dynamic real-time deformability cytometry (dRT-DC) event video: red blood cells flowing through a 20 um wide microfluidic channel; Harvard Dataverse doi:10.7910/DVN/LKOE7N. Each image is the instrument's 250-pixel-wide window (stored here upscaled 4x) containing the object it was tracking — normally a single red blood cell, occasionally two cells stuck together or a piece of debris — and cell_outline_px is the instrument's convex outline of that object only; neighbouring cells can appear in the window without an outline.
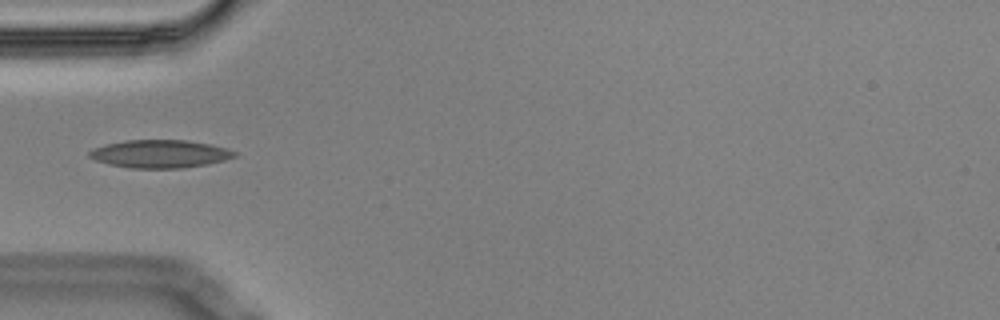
{"species": "Egyptian fruit bat (a non-hibernating species)", "species_latin": "Rousettus aegyptiacus", "temperature_condition": "cold", "stored_images_in_passage": 10, "camera_frame_rate_fps": 3000, "um_per_image_px": 0.085, "animal": {"sex": "male"}, "frame": {"image": 1, "passage_image": 1, "time_ms": 0.0, "image_size_px": [1000, 320], "cell_outline_px": [[236, 156], [224, 160], [208, 164], [184, 168], [132, 168], [108, 164], [96, 160], [88, 156], [88, 152], [92, 148], [104, 144], [124, 140], [188, 140], [208, 144], [224, 148], [236, 152]], "centroid_in_image_um": [13.55, 13.08], "position_along_channel_um": 71.5, "area_um2": 23.64}}
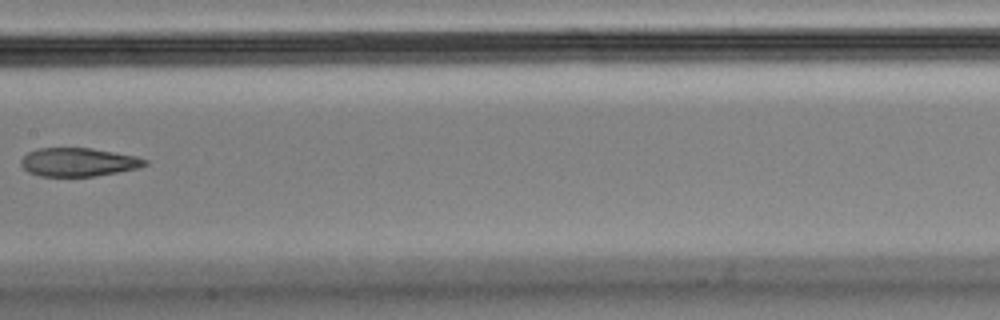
{"frame": {"image": 2, "passage_image": 4, "time_ms": 1.0, "image_size_px": [1000, 320], "cell_outline_px": [[148, 164], [140, 168], [96, 176], [40, 176], [28, 172], [20, 164], [20, 160], [28, 152], [40, 148], [92, 148], [136, 156], [148, 160]], "centroid_in_image_um": [6.68, 13.78], "position_along_channel_um": 200.7, "area_um2": 20.63}}
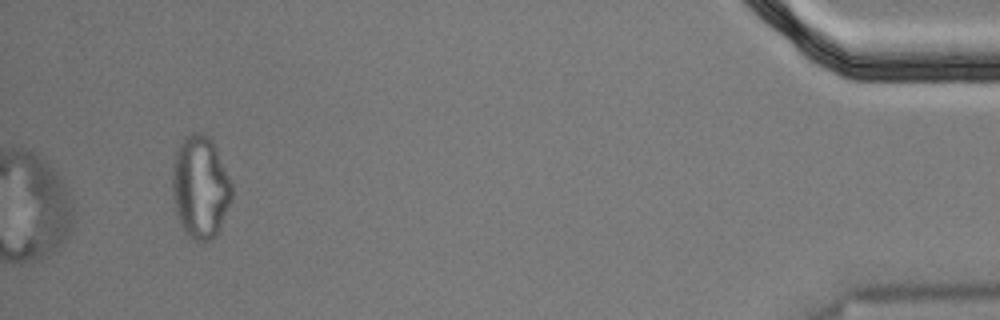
{"frame": {"image": 3, "passage_image": 10, "time_ms": 3.0, "image_size_px": [1000, 320], "cell_outline_px": [[232, 196], [220, 228], [216, 236], [212, 240], [200, 244], [192, 240], [188, 236], [176, 212], [172, 192], [172, 168], [176, 152], [180, 144], [192, 132], [204, 132], [212, 140], [232, 184]], "centroid_in_image_um": [17.03, 15.94], "position_along_channel_um": 418.2, "area_um2": 35.49}}